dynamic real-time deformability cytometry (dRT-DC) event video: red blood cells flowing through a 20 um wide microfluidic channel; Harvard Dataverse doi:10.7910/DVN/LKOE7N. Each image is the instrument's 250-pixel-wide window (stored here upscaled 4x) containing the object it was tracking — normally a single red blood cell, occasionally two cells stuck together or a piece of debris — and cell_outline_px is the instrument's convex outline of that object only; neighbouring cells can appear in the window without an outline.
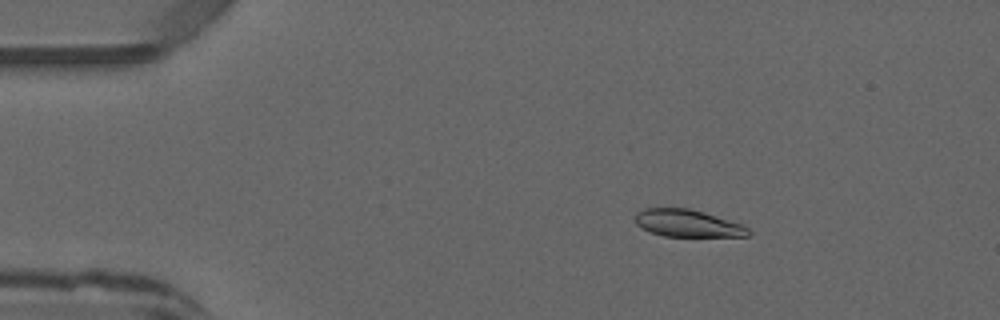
{"species": "common noctule bat (a hibernating species)", "species_latin": "Nyctalus noctula", "temperature_condition": "warm", "stored_images_in_passage": 34, "camera_frame_rate_fps": 3000, "um_per_image_px": 0.085, "animal": {"sex": "male", "forearm_length_mm": 52.5}, "frame": {"image": 1, "passage_image": 8, "time_ms": 2.333, "image_size_px": [1000, 320], "cell_outline_px": [[752, 232], [748, 236], [664, 236], [652, 232], [636, 224], [636, 212], [644, 208], [688, 208], [704, 212], [740, 224], [748, 228]], "centroid_in_image_um": [58.44, 18.97], "position_along_channel_um": 26.6, "area_um2": 17.69}}
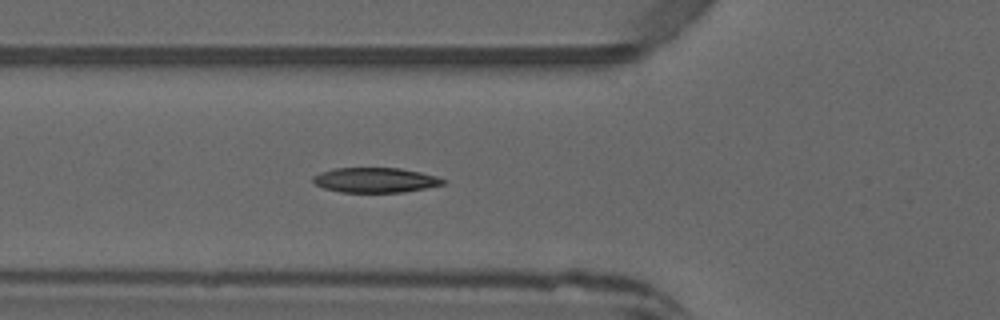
{"frame": {"image": 2, "passage_image": 18, "time_ms": 5.667, "image_size_px": [1000, 320], "cell_outline_px": [[448, 180], [444, 184], [404, 192], [340, 192], [324, 188], [316, 184], [312, 180], [312, 176], [320, 172], [336, 168], [400, 168], [420, 172], [436, 176]], "centroid_in_image_um": [31.9, 15.3], "position_along_channel_um": 93.9, "area_um2": 18.84}}
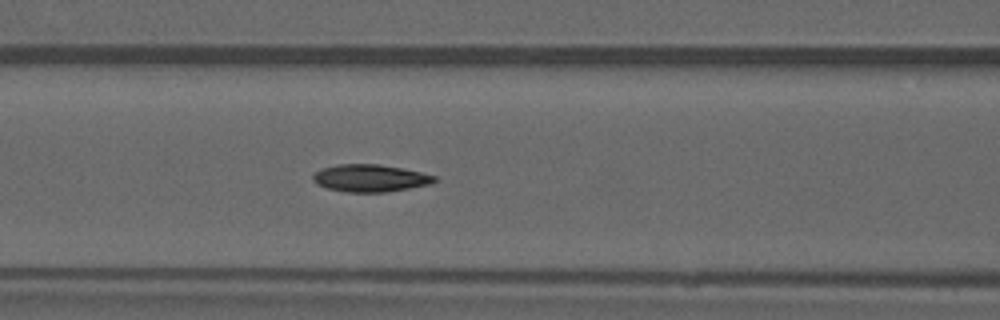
{"frame": {"image": 3, "passage_image": 21, "time_ms": 6.667, "image_size_px": [1000, 320], "cell_outline_px": [[436, 180], [432, 184], [388, 192], [344, 192], [328, 188], [316, 184], [312, 180], [312, 176], [320, 168], [336, 164], [380, 164], [420, 172], [436, 176]], "centroid_in_image_um": [31.44, 15.14], "position_along_channel_um": 135.2, "area_um2": 19.48}}